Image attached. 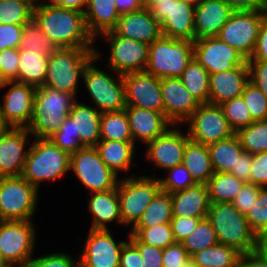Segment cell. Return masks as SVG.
<instances>
[{
  "label": "cell",
  "instance_id": "cell-36",
  "mask_svg": "<svg viewBox=\"0 0 267 267\" xmlns=\"http://www.w3.org/2000/svg\"><path fill=\"white\" fill-rule=\"evenodd\" d=\"M240 255L235 248L218 243L194 253L190 259L197 267H238Z\"/></svg>",
  "mask_w": 267,
  "mask_h": 267
},
{
  "label": "cell",
  "instance_id": "cell-5",
  "mask_svg": "<svg viewBox=\"0 0 267 267\" xmlns=\"http://www.w3.org/2000/svg\"><path fill=\"white\" fill-rule=\"evenodd\" d=\"M70 155L50 139L34 138L21 176L39 190L43 181L62 179L69 170Z\"/></svg>",
  "mask_w": 267,
  "mask_h": 267
},
{
  "label": "cell",
  "instance_id": "cell-45",
  "mask_svg": "<svg viewBox=\"0 0 267 267\" xmlns=\"http://www.w3.org/2000/svg\"><path fill=\"white\" fill-rule=\"evenodd\" d=\"M33 19V11L17 1L0 0V24L26 25Z\"/></svg>",
  "mask_w": 267,
  "mask_h": 267
},
{
  "label": "cell",
  "instance_id": "cell-4",
  "mask_svg": "<svg viewBox=\"0 0 267 267\" xmlns=\"http://www.w3.org/2000/svg\"><path fill=\"white\" fill-rule=\"evenodd\" d=\"M207 218L219 244L231 246L241 254L256 251L257 235L232 203H211Z\"/></svg>",
  "mask_w": 267,
  "mask_h": 267
},
{
  "label": "cell",
  "instance_id": "cell-57",
  "mask_svg": "<svg viewBox=\"0 0 267 267\" xmlns=\"http://www.w3.org/2000/svg\"><path fill=\"white\" fill-rule=\"evenodd\" d=\"M250 183L267 187V151L252 156Z\"/></svg>",
  "mask_w": 267,
  "mask_h": 267
},
{
  "label": "cell",
  "instance_id": "cell-26",
  "mask_svg": "<svg viewBox=\"0 0 267 267\" xmlns=\"http://www.w3.org/2000/svg\"><path fill=\"white\" fill-rule=\"evenodd\" d=\"M248 82V66H237L228 71L210 74L208 103L220 105L241 96Z\"/></svg>",
  "mask_w": 267,
  "mask_h": 267
},
{
  "label": "cell",
  "instance_id": "cell-16",
  "mask_svg": "<svg viewBox=\"0 0 267 267\" xmlns=\"http://www.w3.org/2000/svg\"><path fill=\"white\" fill-rule=\"evenodd\" d=\"M9 87L2 96L0 118L9 127L27 128L33 114V100L36 87L16 81H5L0 88Z\"/></svg>",
  "mask_w": 267,
  "mask_h": 267
},
{
  "label": "cell",
  "instance_id": "cell-74",
  "mask_svg": "<svg viewBox=\"0 0 267 267\" xmlns=\"http://www.w3.org/2000/svg\"><path fill=\"white\" fill-rule=\"evenodd\" d=\"M8 266L2 259L1 255H0V267H6Z\"/></svg>",
  "mask_w": 267,
  "mask_h": 267
},
{
  "label": "cell",
  "instance_id": "cell-65",
  "mask_svg": "<svg viewBox=\"0 0 267 267\" xmlns=\"http://www.w3.org/2000/svg\"><path fill=\"white\" fill-rule=\"evenodd\" d=\"M54 5L84 12L88 0H48Z\"/></svg>",
  "mask_w": 267,
  "mask_h": 267
},
{
  "label": "cell",
  "instance_id": "cell-56",
  "mask_svg": "<svg viewBox=\"0 0 267 267\" xmlns=\"http://www.w3.org/2000/svg\"><path fill=\"white\" fill-rule=\"evenodd\" d=\"M23 25L0 24V51L19 48Z\"/></svg>",
  "mask_w": 267,
  "mask_h": 267
},
{
  "label": "cell",
  "instance_id": "cell-1",
  "mask_svg": "<svg viewBox=\"0 0 267 267\" xmlns=\"http://www.w3.org/2000/svg\"><path fill=\"white\" fill-rule=\"evenodd\" d=\"M33 20L58 48H96L84 12L44 2L33 11Z\"/></svg>",
  "mask_w": 267,
  "mask_h": 267
},
{
  "label": "cell",
  "instance_id": "cell-46",
  "mask_svg": "<svg viewBox=\"0 0 267 267\" xmlns=\"http://www.w3.org/2000/svg\"><path fill=\"white\" fill-rule=\"evenodd\" d=\"M247 105L253 121L267 120V97L250 81L241 95Z\"/></svg>",
  "mask_w": 267,
  "mask_h": 267
},
{
  "label": "cell",
  "instance_id": "cell-37",
  "mask_svg": "<svg viewBox=\"0 0 267 267\" xmlns=\"http://www.w3.org/2000/svg\"><path fill=\"white\" fill-rule=\"evenodd\" d=\"M172 217L171 194L160 190L133 228H149L158 224L170 223Z\"/></svg>",
  "mask_w": 267,
  "mask_h": 267
},
{
  "label": "cell",
  "instance_id": "cell-32",
  "mask_svg": "<svg viewBox=\"0 0 267 267\" xmlns=\"http://www.w3.org/2000/svg\"><path fill=\"white\" fill-rule=\"evenodd\" d=\"M196 184H206L214 174L208 146L189 140L184 149L183 163Z\"/></svg>",
  "mask_w": 267,
  "mask_h": 267
},
{
  "label": "cell",
  "instance_id": "cell-2",
  "mask_svg": "<svg viewBox=\"0 0 267 267\" xmlns=\"http://www.w3.org/2000/svg\"><path fill=\"white\" fill-rule=\"evenodd\" d=\"M77 99L70 93L48 86L36 89L33 100V114L27 130L31 137L49 139L60 128L71 112Z\"/></svg>",
  "mask_w": 267,
  "mask_h": 267
},
{
  "label": "cell",
  "instance_id": "cell-73",
  "mask_svg": "<svg viewBox=\"0 0 267 267\" xmlns=\"http://www.w3.org/2000/svg\"><path fill=\"white\" fill-rule=\"evenodd\" d=\"M6 80L3 78L2 76V71H1V67H0V86L5 82Z\"/></svg>",
  "mask_w": 267,
  "mask_h": 267
},
{
  "label": "cell",
  "instance_id": "cell-24",
  "mask_svg": "<svg viewBox=\"0 0 267 267\" xmlns=\"http://www.w3.org/2000/svg\"><path fill=\"white\" fill-rule=\"evenodd\" d=\"M232 13L224 0H202L194 9L195 39L217 38Z\"/></svg>",
  "mask_w": 267,
  "mask_h": 267
},
{
  "label": "cell",
  "instance_id": "cell-59",
  "mask_svg": "<svg viewBox=\"0 0 267 267\" xmlns=\"http://www.w3.org/2000/svg\"><path fill=\"white\" fill-rule=\"evenodd\" d=\"M119 267H142L139 250L129 240L121 249Z\"/></svg>",
  "mask_w": 267,
  "mask_h": 267
},
{
  "label": "cell",
  "instance_id": "cell-30",
  "mask_svg": "<svg viewBox=\"0 0 267 267\" xmlns=\"http://www.w3.org/2000/svg\"><path fill=\"white\" fill-rule=\"evenodd\" d=\"M69 118L74 122L75 134H79L82 146L95 147L101 139V113L94 106L75 101Z\"/></svg>",
  "mask_w": 267,
  "mask_h": 267
},
{
  "label": "cell",
  "instance_id": "cell-21",
  "mask_svg": "<svg viewBox=\"0 0 267 267\" xmlns=\"http://www.w3.org/2000/svg\"><path fill=\"white\" fill-rule=\"evenodd\" d=\"M25 127H8L0 137V178L21 176L30 147Z\"/></svg>",
  "mask_w": 267,
  "mask_h": 267
},
{
  "label": "cell",
  "instance_id": "cell-44",
  "mask_svg": "<svg viewBox=\"0 0 267 267\" xmlns=\"http://www.w3.org/2000/svg\"><path fill=\"white\" fill-rule=\"evenodd\" d=\"M220 106L223 109L229 126L235 133L254 122L242 96L227 100L220 104Z\"/></svg>",
  "mask_w": 267,
  "mask_h": 267
},
{
  "label": "cell",
  "instance_id": "cell-10",
  "mask_svg": "<svg viewBox=\"0 0 267 267\" xmlns=\"http://www.w3.org/2000/svg\"><path fill=\"white\" fill-rule=\"evenodd\" d=\"M35 229L32 221H0V255L8 266H27L36 244Z\"/></svg>",
  "mask_w": 267,
  "mask_h": 267
},
{
  "label": "cell",
  "instance_id": "cell-67",
  "mask_svg": "<svg viewBox=\"0 0 267 267\" xmlns=\"http://www.w3.org/2000/svg\"><path fill=\"white\" fill-rule=\"evenodd\" d=\"M6 1H12V0H6ZM17 2H20L24 5H27L32 11H34L39 5H41L42 3L41 0H14Z\"/></svg>",
  "mask_w": 267,
  "mask_h": 267
},
{
  "label": "cell",
  "instance_id": "cell-31",
  "mask_svg": "<svg viewBox=\"0 0 267 267\" xmlns=\"http://www.w3.org/2000/svg\"><path fill=\"white\" fill-rule=\"evenodd\" d=\"M101 160L117 175L129 173L134 159L135 144L133 141L100 140L95 146Z\"/></svg>",
  "mask_w": 267,
  "mask_h": 267
},
{
  "label": "cell",
  "instance_id": "cell-7",
  "mask_svg": "<svg viewBox=\"0 0 267 267\" xmlns=\"http://www.w3.org/2000/svg\"><path fill=\"white\" fill-rule=\"evenodd\" d=\"M101 56L96 50V58L86 67L83 82L92 102L100 113L118 112L126 107L125 86L121 74L111 76L107 71H102L94 65Z\"/></svg>",
  "mask_w": 267,
  "mask_h": 267
},
{
  "label": "cell",
  "instance_id": "cell-28",
  "mask_svg": "<svg viewBox=\"0 0 267 267\" xmlns=\"http://www.w3.org/2000/svg\"><path fill=\"white\" fill-rule=\"evenodd\" d=\"M84 16L89 34L97 41L98 36L115 28L120 13L114 0H88Z\"/></svg>",
  "mask_w": 267,
  "mask_h": 267
},
{
  "label": "cell",
  "instance_id": "cell-66",
  "mask_svg": "<svg viewBox=\"0 0 267 267\" xmlns=\"http://www.w3.org/2000/svg\"><path fill=\"white\" fill-rule=\"evenodd\" d=\"M256 251L267 261V230L257 235Z\"/></svg>",
  "mask_w": 267,
  "mask_h": 267
},
{
  "label": "cell",
  "instance_id": "cell-33",
  "mask_svg": "<svg viewBox=\"0 0 267 267\" xmlns=\"http://www.w3.org/2000/svg\"><path fill=\"white\" fill-rule=\"evenodd\" d=\"M49 56L42 52L19 50L18 82L36 88L44 86Z\"/></svg>",
  "mask_w": 267,
  "mask_h": 267
},
{
  "label": "cell",
  "instance_id": "cell-6",
  "mask_svg": "<svg viewBox=\"0 0 267 267\" xmlns=\"http://www.w3.org/2000/svg\"><path fill=\"white\" fill-rule=\"evenodd\" d=\"M194 58V41L161 35L149 45L145 71L159 79L180 78Z\"/></svg>",
  "mask_w": 267,
  "mask_h": 267
},
{
  "label": "cell",
  "instance_id": "cell-35",
  "mask_svg": "<svg viewBox=\"0 0 267 267\" xmlns=\"http://www.w3.org/2000/svg\"><path fill=\"white\" fill-rule=\"evenodd\" d=\"M244 182L228 172H214L206 183L211 203H231Z\"/></svg>",
  "mask_w": 267,
  "mask_h": 267
},
{
  "label": "cell",
  "instance_id": "cell-29",
  "mask_svg": "<svg viewBox=\"0 0 267 267\" xmlns=\"http://www.w3.org/2000/svg\"><path fill=\"white\" fill-rule=\"evenodd\" d=\"M88 201V211L92 214L90 229L107 230L108 223L117 222L122 226L117 187L104 192H93Z\"/></svg>",
  "mask_w": 267,
  "mask_h": 267
},
{
  "label": "cell",
  "instance_id": "cell-43",
  "mask_svg": "<svg viewBox=\"0 0 267 267\" xmlns=\"http://www.w3.org/2000/svg\"><path fill=\"white\" fill-rule=\"evenodd\" d=\"M129 236H135L141 243L164 249L176 243L170 223L149 228H132Z\"/></svg>",
  "mask_w": 267,
  "mask_h": 267
},
{
  "label": "cell",
  "instance_id": "cell-27",
  "mask_svg": "<svg viewBox=\"0 0 267 267\" xmlns=\"http://www.w3.org/2000/svg\"><path fill=\"white\" fill-rule=\"evenodd\" d=\"M171 199L172 214L177 217H207L211 205L206 184L174 192Z\"/></svg>",
  "mask_w": 267,
  "mask_h": 267
},
{
  "label": "cell",
  "instance_id": "cell-18",
  "mask_svg": "<svg viewBox=\"0 0 267 267\" xmlns=\"http://www.w3.org/2000/svg\"><path fill=\"white\" fill-rule=\"evenodd\" d=\"M126 106L145 108L164 113L161 79L146 71L122 75Z\"/></svg>",
  "mask_w": 267,
  "mask_h": 267
},
{
  "label": "cell",
  "instance_id": "cell-40",
  "mask_svg": "<svg viewBox=\"0 0 267 267\" xmlns=\"http://www.w3.org/2000/svg\"><path fill=\"white\" fill-rule=\"evenodd\" d=\"M235 134L244 151L252 156L267 151V120L254 121Z\"/></svg>",
  "mask_w": 267,
  "mask_h": 267
},
{
  "label": "cell",
  "instance_id": "cell-61",
  "mask_svg": "<svg viewBox=\"0 0 267 267\" xmlns=\"http://www.w3.org/2000/svg\"><path fill=\"white\" fill-rule=\"evenodd\" d=\"M252 163V155L248 152H243L235 164V168H232L228 173L236 176L238 179L244 182H250V168Z\"/></svg>",
  "mask_w": 267,
  "mask_h": 267
},
{
  "label": "cell",
  "instance_id": "cell-39",
  "mask_svg": "<svg viewBox=\"0 0 267 267\" xmlns=\"http://www.w3.org/2000/svg\"><path fill=\"white\" fill-rule=\"evenodd\" d=\"M100 140L133 141L125 110L101 113Z\"/></svg>",
  "mask_w": 267,
  "mask_h": 267
},
{
  "label": "cell",
  "instance_id": "cell-38",
  "mask_svg": "<svg viewBox=\"0 0 267 267\" xmlns=\"http://www.w3.org/2000/svg\"><path fill=\"white\" fill-rule=\"evenodd\" d=\"M209 76L208 71L193 58L180 77L183 85L200 104L208 103Z\"/></svg>",
  "mask_w": 267,
  "mask_h": 267
},
{
  "label": "cell",
  "instance_id": "cell-23",
  "mask_svg": "<svg viewBox=\"0 0 267 267\" xmlns=\"http://www.w3.org/2000/svg\"><path fill=\"white\" fill-rule=\"evenodd\" d=\"M112 31L116 35L148 45L162 35L160 23L152 16L151 11L144 7L137 11L120 14Z\"/></svg>",
  "mask_w": 267,
  "mask_h": 267
},
{
  "label": "cell",
  "instance_id": "cell-63",
  "mask_svg": "<svg viewBox=\"0 0 267 267\" xmlns=\"http://www.w3.org/2000/svg\"><path fill=\"white\" fill-rule=\"evenodd\" d=\"M238 267H267V261L257 251L243 253L239 257Z\"/></svg>",
  "mask_w": 267,
  "mask_h": 267
},
{
  "label": "cell",
  "instance_id": "cell-58",
  "mask_svg": "<svg viewBox=\"0 0 267 267\" xmlns=\"http://www.w3.org/2000/svg\"><path fill=\"white\" fill-rule=\"evenodd\" d=\"M249 81L258 87L267 97V63L262 61H247Z\"/></svg>",
  "mask_w": 267,
  "mask_h": 267
},
{
  "label": "cell",
  "instance_id": "cell-55",
  "mask_svg": "<svg viewBox=\"0 0 267 267\" xmlns=\"http://www.w3.org/2000/svg\"><path fill=\"white\" fill-rule=\"evenodd\" d=\"M190 260V255L181 243H174L163 249V267H182Z\"/></svg>",
  "mask_w": 267,
  "mask_h": 267
},
{
  "label": "cell",
  "instance_id": "cell-47",
  "mask_svg": "<svg viewBox=\"0 0 267 267\" xmlns=\"http://www.w3.org/2000/svg\"><path fill=\"white\" fill-rule=\"evenodd\" d=\"M49 139L69 155L83 147L80 135L75 134L74 122L69 117L62 122L59 130Z\"/></svg>",
  "mask_w": 267,
  "mask_h": 267
},
{
  "label": "cell",
  "instance_id": "cell-9",
  "mask_svg": "<svg viewBox=\"0 0 267 267\" xmlns=\"http://www.w3.org/2000/svg\"><path fill=\"white\" fill-rule=\"evenodd\" d=\"M39 190L22 176L0 178V221H32Z\"/></svg>",
  "mask_w": 267,
  "mask_h": 267
},
{
  "label": "cell",
  "instance_id": "cell-14",
  "mask_svg": "<svg viewBox=\"0 0 267 267\" xmlns=\"http://www.w3.org/2000/svg\"><path fill=\"white\" fill-rule=\"evenodd\" d=\"M100 37L109 42L108 63L114 74L145 71L149 55L147 43L116 35L113 31L106 32Z\"/></svg>",
  "mask_w": 267,
  "mask_h": 267
},
{
  "label": "cell",
  "instance_id": "cell-49",
  "mask_svg": "<svg viewBox=\"0 0 267 267\" xmlns=\"http://www.w3.org/2000/svg\"><path fill=\"white\" fill-rule=\"evenodd\" d=\"M245 217L256 235L267 230V187H261L255 204Z\"/></svg>",
  "mask_w": 267,
  "mask_h": 267
},
{
  "label": "cell",
  "instance_id": "cell-42",
  "mask_svg": "<svg viewBox=\"0 0 267 267\" xmlns=\"http://www.w3.org/2000/svg\"><path fill=\"white\" fill-rule=\"evenodd\" d=\"M190 257L205 248L218 244L216 232L206 217L200 220L197 227L181 242Z\"/></svg>",
  "mask_w": 267,
  "mask_h": 267
},
{
  "label": "cell",
  "instance_id": "cell-15",
  "mask_svg": "<svg viewBox=\"0 0 267 267\" xmlns=\"http://www.w3.org/2000/svg\"><path fill=\"white\" fill-rule=\"evenodd\" d=\"M194 6L180 0L159 2L150 11L160 23L163 36L195 41Z\"/></svg>",
  "mask_w": 267,
  "mask_h": 267
},
{
  "label": "cell",
  "instance_id": "cell-64",
  "mask_svg": "<svg viewBox=\"0 0 267 267\" xmlns=\"http://www.w3.org/2000/svg\"><path fill=\"white\" fill-rule=\"evenodd\" d=\"M114 1L117 6V11L120 14L137 11L143 7L141 0H114Z\"/></svg>",
  "mask_w": 267,
  "mask_h": 267
},
{
  "label": "cell",
  "instance_id": "cell-71",
  "mask_svg": "<svg viewBox=\"0 0 267 267\" xmlns=\"http://www.w3.org/2000/svg\"><path fill=\"white\" fill-rule=\"evenodd\" d=\"M262 14L267 19V0H263Z\"/></svg>",
  "mask_w": 267,
  "mask_h": 267
},
{
  "label": "cell",
  "instance_id": "cell-11",
  "mask_svg": "<svg viewBox=\"0 0 267 267\" xmlns=\"http://www.w3.org/2000/svg\"><path fill=\"white\" fill-rule=\"evenodd\" d=\"M69 170L91 193L115 189L119 181L118 175L101 160L95 147L83 146L71 154Z\"/></svg>",
  "mask_w": 267,
  "mask_h": 267
},
{
  "label": "cell",
  "instance_id": "cell-41",
  "mask_svg": "<svg viewBox=\"0 0 267 267\" xmlns=\"http://www.w3.org/2000/svg\"><path fill=\"white\" fill-rule=\"evenodd\" d=\"M57 49L58 47L55 43L46 36L33 19L26 25H23L19 50L42 52L49 56Z\"/></svg>",
  "mask_w": 267,
  "mask_h": 267
},
{
  "label": "cell",
  "instance_id": "cell-70",
  "mask_svg": "<svg viewBox=\"0 0 267 267\" xmlns=\"http://www.w3.org/2000/svg\"><path fill=\"white\" fill-rule=\"evenodd\" d=\"M180 1H183V2L186 3V4H189V5H191V6L196 7V6L199 5V3H200L202 0H180Z\"/></svg>",
  "mask_w": 267,
  "mask_h": 267
},
{
  "label": "cell",
  "instance_id": "cell-52",
  "mask_svg": "<svg viewBox=\"0 0 267 267\" xmlns=\"http://www.w3.org/2000/svg\"><path fill=\"white\" fill-rule=\"evenodd\" d=\"M19 48L0 51V67L6 81L18 82Z\"/></svg>",
  "mask_w": 267,
  "mask_h": 267
},
{
  "label": "cell",
  "instance_id": "cell-62",
  "mask_svg": "<svg viewBox=\"0 0 267 267\" xmlns=\"http://www.w3.org/2000/svg\"><path fill=\"white\" fill-rule=\"evenodd\" d=\"M233 11H258L263 8V0H224Z\"/></svg>",
  "mask_w": 267,
  "mask_h": 267
},
{
  "label": "cell",
  "instance_id": "cell-69",
  "mask_svg": "<svg viewBox=\"0 0 267 267\" xmlns=\"http://www.w3.org/2000/svg\"><path fill=\"white\" fill-rule=\"evenodd\" d=\"M8 125L0 118V137L8 129Z\"/></svg>",
  "mask_w": 267,
  "mask_h": 267
},
{
  "label": "cell",
  "instance_id": "cell-60",
  "mask_svg": "<svg viewBox=\"0 0 267 267\" xmlns=\"http://www.w3.org/2000/svg\"><path fill=\"white\" fill-rule=\"evenodd\" d=\"M247 61H262L267 63V19L261 24L258 39L252 56Z\"/></svg>",
  "mask_w": 267,
  "mask_h": 267
},
{
  "label": "cell",
  "instance_id": "cell-34",
  "mask_svg": "<svg viewBox=\"0 0 267 267\" xmlns=\"http://www.w3.org/2000/svg\"><path fill=\"white\" fill-rule=\"evenodd\" d=\"M207 146L214 172H229L235 168L238 157L244 152L236 134Z\"/></svg>",
  "mask_w": 267,
  "mask_h": 267
},
{
  "label": "cell",
  "instance_id": "cell-72",
  "mask_svg": "<svg viewBox=\"0 0 267 267\" xmlns=\"http://www.w3.org/2000/svg\"><path fill=\"white\" fill-rule=\"evenodd\" d=\"M182 267H197V266L190 259L187 263H185L184 265H182Z\"/></svg>",
  "mask_w": 267,
  "mask_h": 267
},
{
  "label": "cell",
  "instance_id": "cell-20",
  "mask_svg": "<svg viewBox=\"0 0 267 267\" xmlns=\"http://www.w3.org/2000/svg\"><path fill=\"white\" fill-rule=\"evenodd\" d=\"M177 128L172 125L164 134L146 144V160L157 168L168 170L183 163L184 149L190 139L188 132Z\"/></svg>",
  "mask_w": 267,
  "mask_h": 267
},
{
  "label": "cell",
  "instance_id": "cell-13",
  "mask_svg": "<svg viewBox=\"0 0 267 267\" xmlns=\"http://www.w3.org/2000/svg\"><path fill=\"white\" fill-rule=\"evenodd\" d=\"M186 123L189 139L200 144L208 145L235 134L220 105L200 104Z\"/></svg>",
  "mask_w": 267,
  "mask_h": 267
},
{
  "label": "cell",
  "instance_id": "cell-54",
  "mask_svg": "<svg viewBox=\"0 0 267 267\" xmlns=\"http://www.w3.org/2000/svg\"><path fill=\"white\" fill-rule=\"evenodd\" d=\"M206 217H177L171 219V227L174 239L177 243L185 240L190 233L197 227L200 220Z\"/></svg>",
  "mask_w": 267,
  "mask_h": 267
},
{
  "label": "cell",
  "instance_id": "cell-50",
  "mask_svg": "<svg viewBox=\"0 0 267 267\" xmlns=\"http://www.w3.org/2000/svg\"><path fill=\"white\" fill-rule=\"evenodd\" d=\"M26 267H80L79 261L64 252L50 253L41 257L31 258Z\"/></svg>",
  "mask_w": 267,
  "mask_h": 267
},
{
  "label": "cell",
  "instance_id": "cell-12",
  "mask_svg": "<svg viewBox=\"0 0 267 267\" xmlns=\"http://www.w3.org/2000/svg\"><path fill=\"white\" fill-rule=\"evenodd\" d=\"M264 19L261 10L233 11L217 38L237 49L246 59H249L254 51Z\"/></svg>",
  "mask_w": 267,
  "mask_h": 267
},
{
  "label": "cell",
  "instance_id": "cell-51",
  "mask_svg": "<svg viewBox=\"0 0 267 267\" xmlns=\"http://www.w3.org/2000/svg\"><path fill=\"white\" fill-rule=\"evenodd\" d=\"M128 240L139 250L142 267H163V249L141 243L135 236H129Z\"/></svg>",
  "mask_w": 267,
  "mask_h": 267
},
{
  "label": "cell",
  "instance_id": "cell-19",
  "mask_svg": "<svg viewBox=\"0 0 267 267\" xmlns=\"http://www.w3.org/2000/svg\"><path fill=\"white\" fill-rule=\"evenodd\" d=\"M194 58L209 74L248 66L242 53L218 38L195 39Z\"/></svg>",
  "mask_w": 267,
  "mask_h": 267
},
{
  "label": "cell",
  "instance_id": "cell-53",
  "mask_svg": "<svg viewBox=\"0 0 267 267\" xmlns=\"http://www.w3.org/2000/svg\"><path fill=\"white\" fill-rule=\"evenodd\" d=\"M260 189V186L246 182L231 203L240 213L246 215L250 208L255 204Z\"/></svg>",
  "mask_w": 267,
  "mask_h": 267
},
{
  "label": "cell",
  "instance_id": "cell-17",
  "mask_svg": "<svg viewBox=\"0 0 267 267\" xmlns=\"http://www.w3.org/2000/svg\"><path fill=\"white\" fill-rule=\"evenodd\" d=\"M110 229H90L82 253L80 267H119L121 249L127 241L116 242Z\"/></svg>",
  "mask_w": 267,
  "mask_h": 267
},
{
  "label": "cell",
  "instance_id": "cell-68",
  "mask_svg": "<svg viewBox=\"0 0 267 267\" xmlns=\"http://www.w3.org/2000/svg\"><path fill=\"white\" fill-rule=\"evenodd\" d=\"M171 1V0H141L142 6L151 10L159 2Z\"/></svg>",
  "mask_w": 267,
  "mask_h": 267
},
{
  "label": "cell",
  "instance_id": "cell-3",
  "mask_svg": "<svg viewBox=\"0 0 267 267\" xmlns=\"http://www.w3.org/2000/svg\"><path fill=\"white\" fill-rule=\"evenodd\" d=\"M96 58L95 48H58L48 58L44 86L72 94L77 89L88 64Z\"/></svg>",
  "mask_w": 267,
  "mask_h": 267
},
{
  "label": "cell",
  "instance_id": "cell-8",
  "mask_svg": "<svg viewBox=\"0 0 267 267\" xmlns=\"http://www.w3.org/2000/svg\"><path fill=\"white\" fill-rule=\"evenodd\" d=\"M160 190L158 177L132 175L119 179L117 191L122 226L130 225L132 229Z\"/></svg>",
  "mask_w": 267,
  "mask_h": 267
},
{
  "label": "cell",
  "instance_id": "cell-22",
  "mask_svg": "<svg viewBox=\"0 0 267 267\" xmlns=\"http://www.w3.org/2000/svg\"><path fill=\"white\" fill-rule=\"evenodd\" d=\"M161 91L164 114L173 125L185 123L200 105L180 78H162Z\"/></svg>",
  "mask_w": 267,
  "mask_h": 267
},
{
  "label": "cell",
  "instance_id": "cell-48",
  "mask_svg": "<svg viewBox=\"0 0 267 267\" xmlns=\"http://www.w3.org/2000/svg\"><path fill=\"white\" fill-rule=\"evenodd\" d=\"M167 171L168 176L166 178H158L161 190L163 191L172 194L196 184L183 164H179Z\"/></svg>",
  "mask_w": 267,
  "mask_h": 267
},
{
  "label": "cell",
  "instance_id": "cell-25",
  "mask_svg": "<svg viewBox=\"0 0 267 267\" xmlns=\"http://www.w3.org/2000/svg\"><path fill=\"white\" fill-rule=\"evenodd\" d=\"M124 110L129 120L134 144L135 141H142L146 145L173 125L164 113L134 106H126Z\"/></svg>",
  "mask_w": 267,
  "mask_h": 267
}]
</instances>
